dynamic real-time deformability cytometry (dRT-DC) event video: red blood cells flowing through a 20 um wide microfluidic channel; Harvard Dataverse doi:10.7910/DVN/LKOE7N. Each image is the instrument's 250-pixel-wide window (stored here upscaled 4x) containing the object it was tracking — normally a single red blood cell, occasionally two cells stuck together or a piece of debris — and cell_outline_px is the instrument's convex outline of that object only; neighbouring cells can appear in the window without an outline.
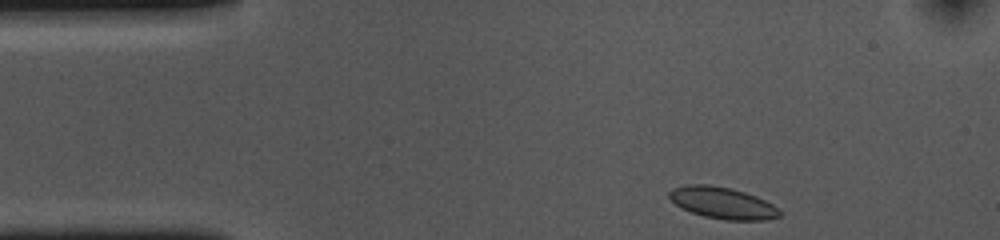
{"species": "common noctule bat (a hibernating species)", "species_latin": "Nyctalus noctula", "temperature_condition": "cold", "stored_images_in_passage": 37, "camera_frame_rate_fps": 3000, "um_per_image_px": 0.085, "animal": {"sex": "female", "body_mass_g": 10.0, "forearm_length_mm": 53.1}, "frame": {"image": 1, "passage_image": 1, "time_ms": 0.0, "image_size_px": [1000, 240], "cell_outline_px": [[780, 216], [768, 220], [724, 220], [704, 216], [692, 212], [676, 204], [668, 196], [668, 192], [672, 188], [688, 184], [708, 184], [732, 188], [756, 196], [772, 204], [780, 212]], "centroid_in_image_um": [61.4, 17.24], "position_along_channel_um": 23.6, "area_um2": 20.23}}
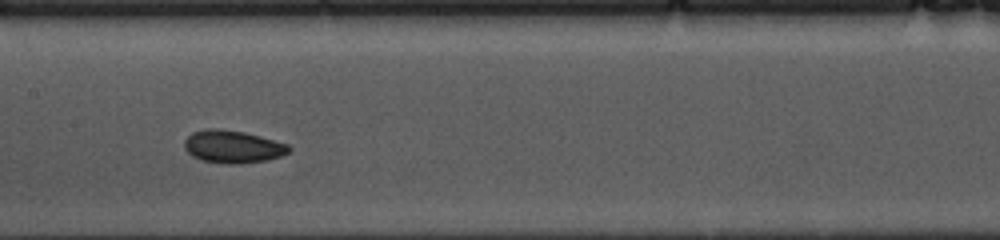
{"frame": {"image": 2, "passage_image": 19, "time_ms": 6.0, "image_size_px": [1000, 240], "cell_outline_px": [[292, 148], [288, 152], [280, 156], [268, 160], [240, 164], [228, 164], [200, 160], [192, 156], [184, 148], [184, 140], [192, 132], [208, 128], [216, 128], [244, 132], [260, 136], [288, 144]], "centroid_in_image_um": [19.77, 12.47], "position_along_channel_um": 187.6, "area_um2": 20.0}}
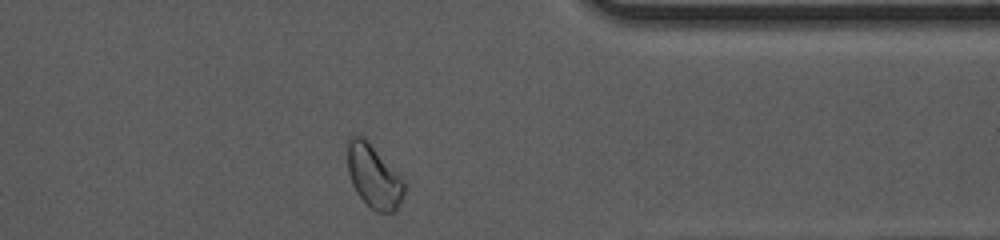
{"frame": {"image": 3, "passage_image": 36, "time_ms": 11.667, "image_size_px": [1000, 240], "cell_outline_px": [[404, 192], [396, 212], [376, 212], [356, 192], [352, 184], [348, 172], [348, 140], [352, 136], [364, 136], [368, 140], [404, 180]], "centroid_in_image_um": [31.77, 14.98], "position_along_channel_um": 379.6, "area_um2": 20.69}, "authors_computed_cell_mechanics": {"area_um2": 19.5942, "velocity_mm_per_s": 3.6318, "shape_relaxation_time_tau1_ms": 2.4573, "shape_relaxation_time_tau2_ms": null, "deformation_change_tau1": 0.0617, "deformation_change_tau2": null}}